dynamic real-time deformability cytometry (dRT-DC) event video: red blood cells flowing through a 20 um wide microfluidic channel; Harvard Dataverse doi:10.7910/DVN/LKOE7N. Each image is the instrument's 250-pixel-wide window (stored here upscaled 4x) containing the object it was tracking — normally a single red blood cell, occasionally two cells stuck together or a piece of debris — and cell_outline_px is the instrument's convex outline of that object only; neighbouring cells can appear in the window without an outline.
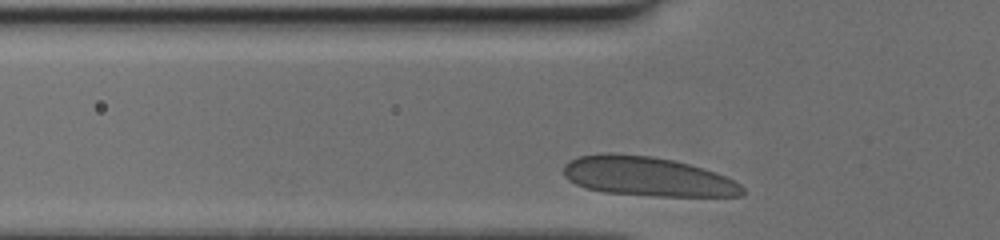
{"species": "human", "species_latin": "Homo sapiens", "temperature_condition": "cold", "stored_images_in_passage": 24, "camera_frame_rate_fps": 3000, "um_per_image_px": 0.085, "donor": {"sex": "female"}, "frame": {"image": 1, "passage_image": 2, "time_ms": 0.333, "image_size_px": [1000, 240], "cell_outline_px": [[748, 192], [744, 196], [656, 196], [604, 192], [584, 188], [568, 180], [564, 176], [564, 164], [580, 156], [608, 152], [612, 152], [652, 156], [672, 160], [704, 168], [716, 172], [740, 184]], "centroid_in_image_um": [55.05, 15.0], "position_along_channel_um": 70.8, "area_um2": 41.21}}
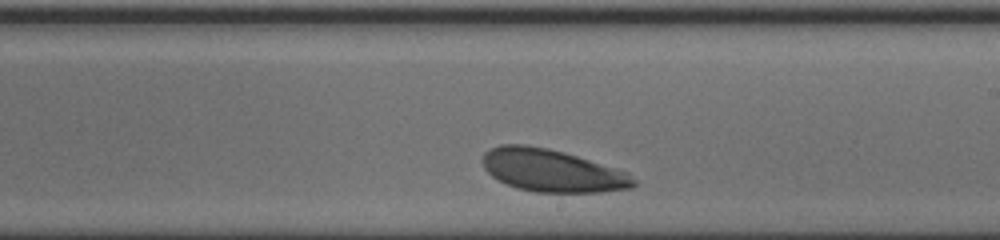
{"frame": {"image": 2, "passage_image": 15, "time_ms": 4.667, "image_size_px": [1000, 240], "cell_outline_px": [[636, 184], [632, 188], [600, 192], [536, 192], [516, 188], [492, 176], [484, 168], [484, 152], [500, 144], [524, 144], [548, 148], [564, 152], [628, 172], [636, 180]], "centroid_in_image_um": [46.95, 14.5], "position_along_channel_um": 242.1, "area_um2": 37.22}}
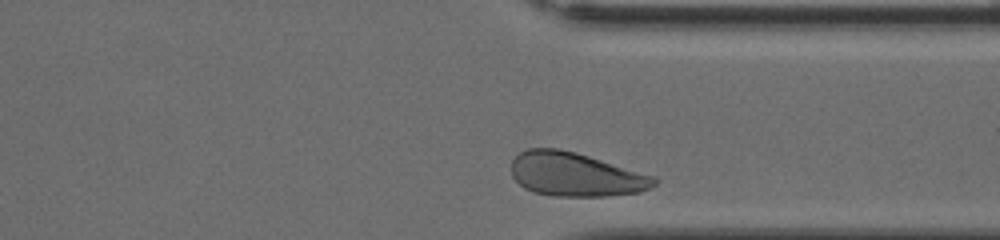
{"frame": {"image": 3, "passage_image": 24, "time_ms": 7.667, "image_size_px": [1000, 240], "cell_outline_px": [[656, 184], [652, 188], [640, 192], [604, 196], [552, 196], [532, 192], [524, 188], [512, 176], [512, 160], [520, 152], [528, 148], [556, 148], [576, 152], [656, 176]], "centroid_in_image_um": [48.93, 14.83], "position_along_channel_um": 362.5, "area_um2": 36.65}}